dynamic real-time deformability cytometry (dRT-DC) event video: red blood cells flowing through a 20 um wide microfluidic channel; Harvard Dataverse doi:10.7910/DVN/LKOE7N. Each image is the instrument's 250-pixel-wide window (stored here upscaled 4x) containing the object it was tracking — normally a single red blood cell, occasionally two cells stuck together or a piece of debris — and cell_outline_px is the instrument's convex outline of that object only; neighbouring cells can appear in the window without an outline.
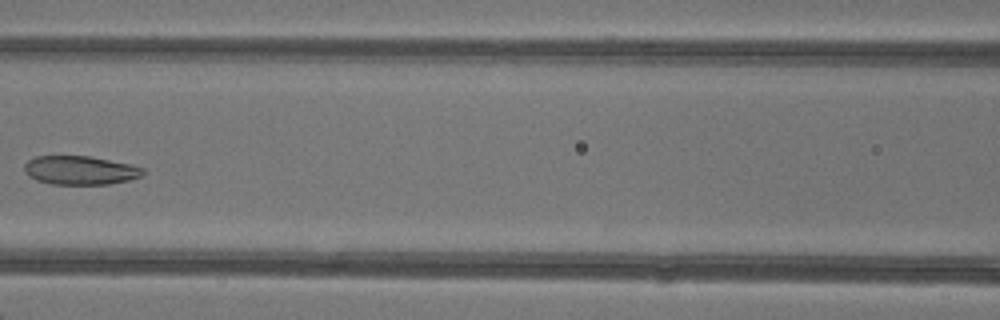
{"species": "common noctule bat (a hibernating species)", "species_latin": "Nyctalus noctula", "temperature_condition": "warm", "stored_images_in_passage": 7, "camera_frame_rate_fps": 3000, "um_per_image_px": 0.085, "animal": {"sex": "female"}, "frame": {"image": 1, "passage_image": 7, "time_ms": 8.333, "image_size_px": [1000, 320], "cell_outline_px": [[144, 172], [140, 176], [128, 180], [108, 184], [52, 184], [36, 180], [28, 176], [24, 172], [24, 164], [28, 160], [36, 156], [88, 156], [132, 164], [144, 168]], "centroid_in_image_um": [6.79, 14.47], "position_along_channel_um": 159.8, "area_um2": 19.88}}